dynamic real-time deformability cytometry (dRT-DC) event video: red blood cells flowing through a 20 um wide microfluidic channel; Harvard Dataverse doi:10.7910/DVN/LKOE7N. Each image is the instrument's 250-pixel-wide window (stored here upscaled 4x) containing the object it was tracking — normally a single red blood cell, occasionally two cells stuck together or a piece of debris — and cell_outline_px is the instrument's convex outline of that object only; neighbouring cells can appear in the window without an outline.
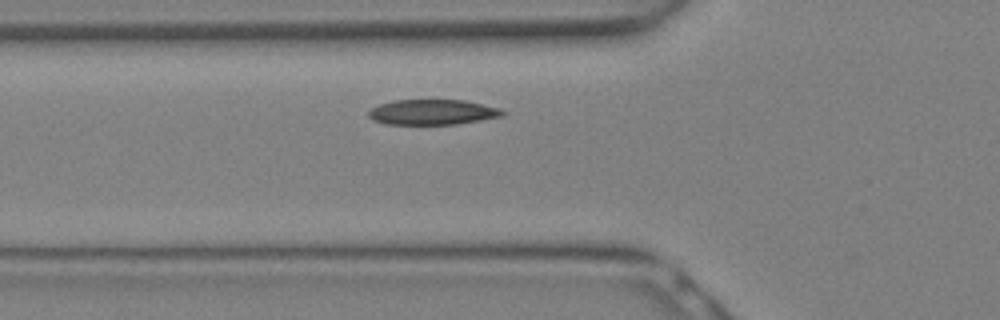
{"species": "Egyptian fruit bat (a non-hibernating species)", "species_latin": "Rousettus aegyptiacus", "temperature_condition": "warm", "stored_images_in_passage": 11, "camera_frame_rate_fps": 3000, "um_per_image_px": 0.085, "animal": {"sex": "female"}, "frame": {"image": 1, "passage_image": 2, "time_ms": 0.333, "image_size_px": [1000, 320], "cell_outline_px": [[508, 112], [504, 116], [456, 124], [384, 124], [372, 120], [368, 116], [368, 112], [372, 108], [380, 104], [392, 100], [464, 100], [500, 108]], "centroid_in_image_um": [36.78, 9.53], "position_along_channel_um": 89.0, "area_um2": 19.83}}
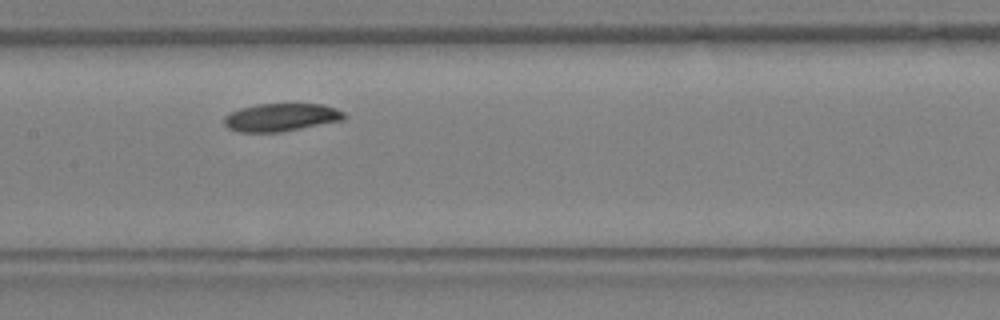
{"frame": {"image": 2, "passage_image": 6, "time_ms": 1.667, "image_size_px": [1000, 320], "cell_outline_px": [[348, 116], [344, 120], [280, 132], [240, 132], [228, 128], [224, 124], [224, 116], [228, 112], [240, 108], [256, 104], [324, 104], [336, 108], [344, 112]], "centroid_in_image_um": [23.89, 9.97], "position_along_channel_um": 183.5, "area_um2": 19.71}}
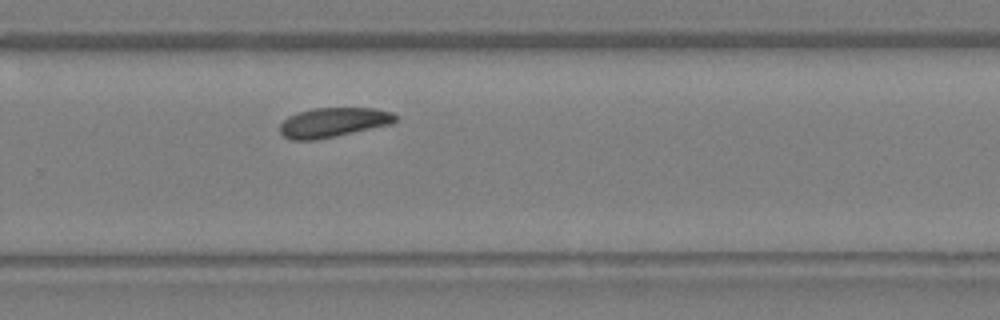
{"frame": {"image": 3, "passage_image": 11, "time_ms": 3.333, "image_size_px": [1000, 320], "cell_outline_px": [[396, 120], [392, 124], [336, 136], [316, 140], [292, 140], [284, 136], [280, 132], [280, 124], [288, 116], [312, 108], [372, 108], [392, 112], [396, 116]], "centroid_in_image_um": [28.32, 10.41], "position_along_channel_um": 301.5, "area_um2": 19.83}}